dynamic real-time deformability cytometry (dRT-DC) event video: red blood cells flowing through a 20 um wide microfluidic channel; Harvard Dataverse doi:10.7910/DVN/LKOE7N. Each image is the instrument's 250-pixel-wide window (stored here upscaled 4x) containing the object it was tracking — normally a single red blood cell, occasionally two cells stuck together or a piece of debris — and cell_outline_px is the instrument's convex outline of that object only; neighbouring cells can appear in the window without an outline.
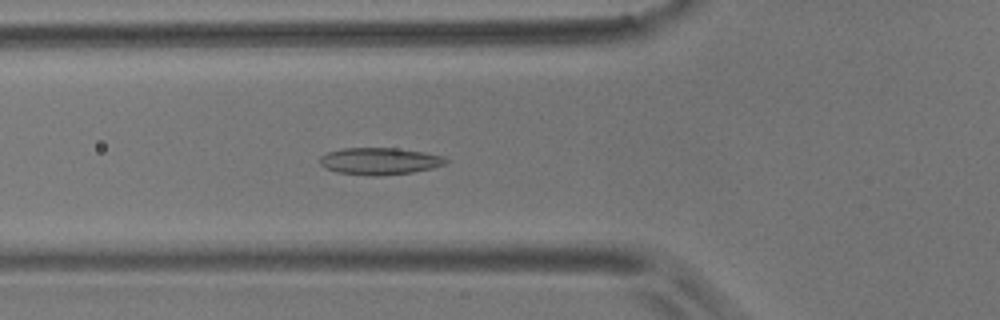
{"species": "common noctule bat (a hibernating species)", "species_latin": "Nyctalus noctula", "temperature_condition": "room temperature", "stored_images_in_passage": 57, "camera_frame_rate_fps": 3000, "um_per_image_px": 0.085, "animal": {"sex": "male", "body_mass_g": 17.9}, "frame": {"image": 1, "passage_image": 20, "time_ms": 6.333, "image_size_px": [1000, 320], "cell_outline_px": [[448, 160], [444, 164], [432, 168], [412, 172], [380, 176], [368, 176], [336, 172], [324, 168], [320, 164], [320, 156], [328, 152], [344, 148], [396, 148], [424, 152], [444, 156]], "centroid_in_image_um": [32.24, 13.7], "position_along_channel_um": 93.6, "area_um2": 19.88}}
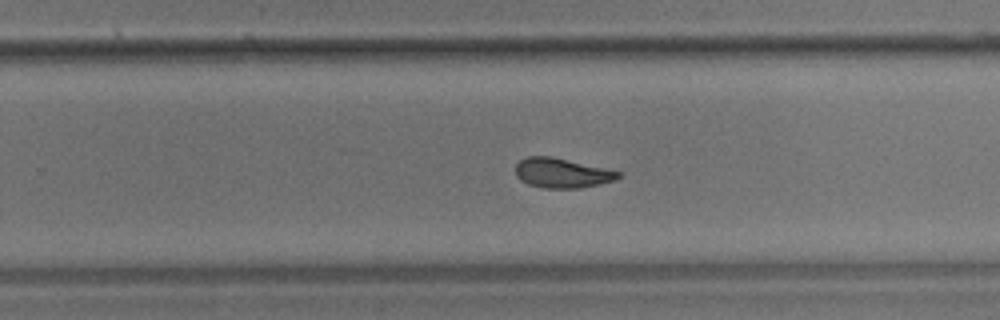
{"frame": {"image": 2, "passage_image": 36, "time_ms": 11.667, "image_size_px": [1000, 320], "cell_outline_px": [[620, 176], [612, 180], [600, 184], [580, 188], [544, 188], [528, 184], [520, 180], [516, 176], [516, 164], [520, 160], [528, 156], [552, 156], [604, 168], [620, 172]], "centroid_in_image_um": [47.71, 14.7], "position_along_channel_um": 282.1, "area_um2": 17.63}}
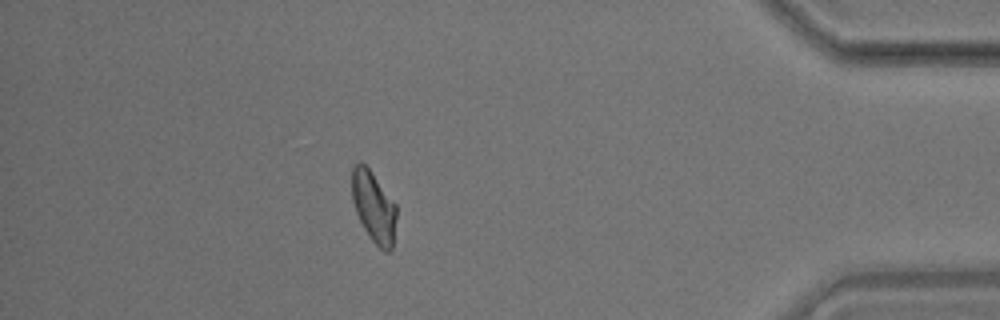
{"frame": {"image": 3, "passage_image": 50, "time_ms": 16.333, "image_size_px": [1000, 320], "cell_outline_px": [[396, 216], [392, 248], [388, 252], [384, 252], [368, 236], [356, 212], [352, 200], [352, 168], [360, 160], [368, 168], [396, 204]], "centroid_in_image_um": [31.76, 17.59], "position_along_channel_um": 403.4, "area_um2": 18.21}, "authors_computed_cell_mechanics": {"area_um2": 18.785, "velocity_mm_per_s": 3.5289, "shape_relaxation_time_tau1_ms": null, "shape_relaxation_time_tau2_ms": 2.5065, "deformation_change_tau1": null, "deformation_change_tau2": 0.0822}}